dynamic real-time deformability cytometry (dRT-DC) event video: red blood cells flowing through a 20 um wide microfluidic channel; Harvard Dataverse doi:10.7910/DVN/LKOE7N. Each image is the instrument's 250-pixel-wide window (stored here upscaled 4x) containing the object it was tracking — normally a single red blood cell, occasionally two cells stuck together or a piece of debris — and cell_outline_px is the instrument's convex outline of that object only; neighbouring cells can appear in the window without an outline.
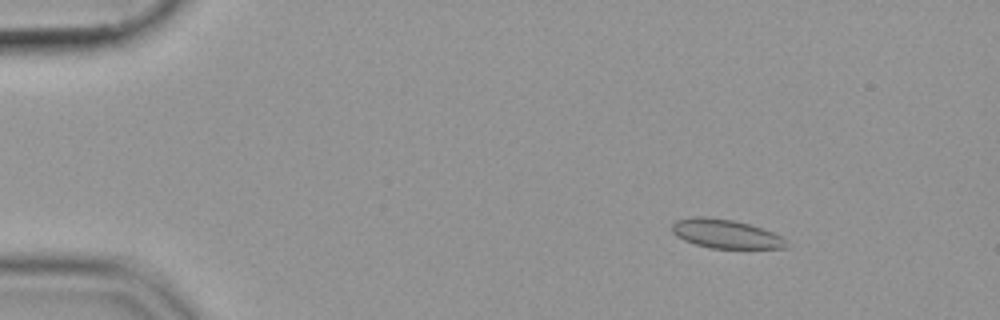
{"species": "common noctule bat (a hibernating species)", "species_latin": "Nyctalus noctula", "temperature_condition": "cold", "stored_images_in_passage": 52, "camera_frame_rate_fps": 3000, "um_per_image_px": 0.085, "animal": {"sex": "female", "body_mass_g": 19.9}, "frame": {"image": 1, "passage_image": 5, "time_ms": 1.333, "image_size_px": [1000, 320], "cell_outline_px": [[788, 248], [712, 248], [696, 244], [684, 240], [676, 236], [672, 232], [672, 224], [676, 220], [692, 216], [704, 216], [732, 220], [748, 224], [772, 232], [780, 236], [788, 244]], "centroid_in_image_um": [61.64, 19.87], "position_along_channel_um": 23.4, "area_um2": 19.07}}
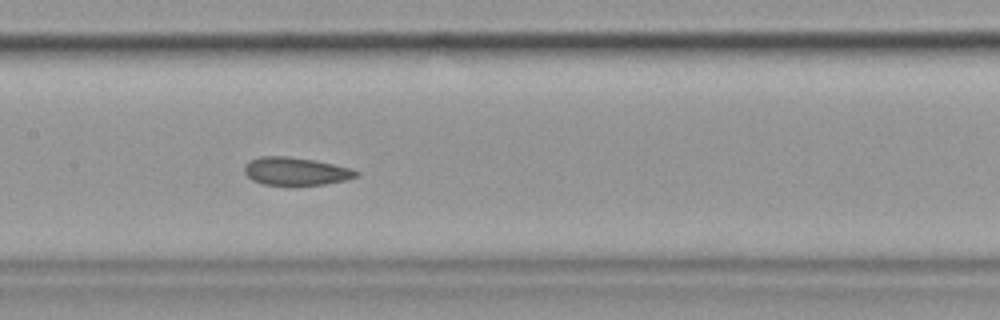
{"frame": {"image": 2, "passage_image": 25, "time_ms": 8.0, "image_size_px": [1000, 320], "cell_outline_px": [[360, 176], [344, 180], [324, 184], [296, 188], [284, 188], [264, 184], [252, 180], [244, 172], [244, 164], [248, 160], [260, 156], [288, 156], [312, 160], [352, 168], [360, 172]], "centroid_in_image_um": [25.11, 14.6], "position_along_channel_um": 182.3, "area_um2": 19.07}}
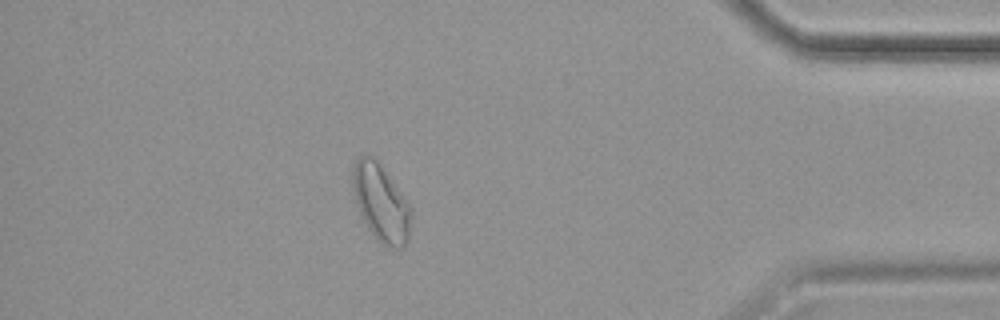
{"frame": {"image": 3, "passage_image": 46, "time_ms": 15.0, "image_size_px": [1000, 320], "cell_outline_px": [[412, 208], [408, 240], [400, 248], [392, 248], [380, 244], [372, 236], [360, 212], [352, 188], [352, 172], [356, 160], [364, 152], [376, 156]], "centroid_in_image_um": [32.38, 17.2], "position_along_channel_um": 402.8, "area_um2": 26.59}}